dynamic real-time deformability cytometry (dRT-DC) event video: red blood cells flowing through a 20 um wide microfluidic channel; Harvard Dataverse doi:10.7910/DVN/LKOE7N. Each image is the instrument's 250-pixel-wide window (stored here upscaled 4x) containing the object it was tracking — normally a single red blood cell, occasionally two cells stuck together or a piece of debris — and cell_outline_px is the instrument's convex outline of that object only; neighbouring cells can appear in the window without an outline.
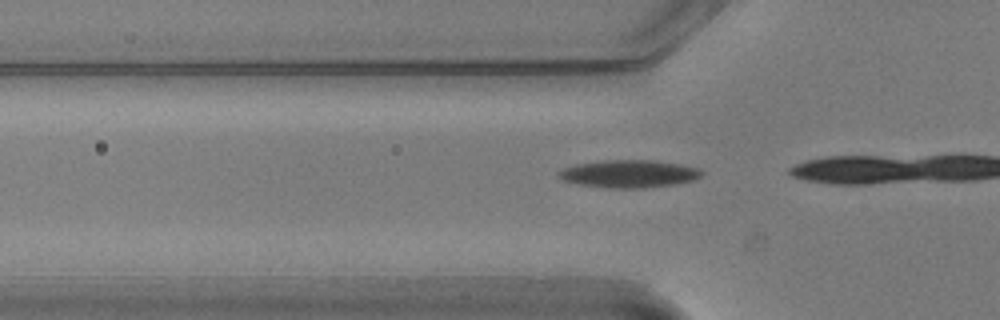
{"species": "common noctule bat (a hibernating species)", "species_latin": "Nyctalus noctula", "temperature_condition": "warm", "stored_images_in_passage": 4, "camera_frame_rate_fps": 3000, "um_per_image_px": 0.085, "animal": {"sex": "male", "body_mass_g": 20.5, "forearm_length_mm": 52.5}, "frame": {"image": 1, "passage_image": 2, "time_ms": 0.333, "image_size_px": [1000, 320], "cell_outline_px": [[704, 172], [700, 176], [692, 180], [676, 184], [644, 188], [612, 188], [580, 184], [564, 180], [556, 176], [564, 168], [576, 164], [604, 160], [656, 160], [680, 164], [700, 168]], "centroid_in_image_um": [53.51, 14.76], "position_along_channel_um": 72.3, "area_um2": 22.95}}